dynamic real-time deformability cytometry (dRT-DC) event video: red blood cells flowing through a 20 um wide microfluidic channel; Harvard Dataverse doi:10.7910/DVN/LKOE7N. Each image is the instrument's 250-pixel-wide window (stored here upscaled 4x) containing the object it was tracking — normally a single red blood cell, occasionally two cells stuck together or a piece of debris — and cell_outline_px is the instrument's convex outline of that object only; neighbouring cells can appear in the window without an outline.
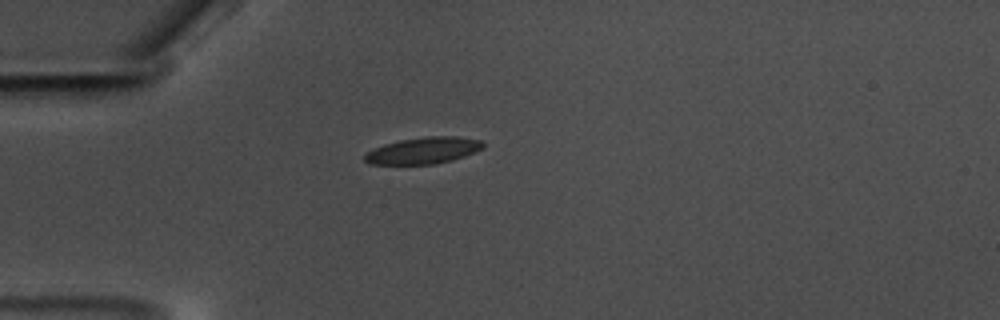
{"species": "common noctule bat (a hibernating species)", "species_latin": "Nyctalus noctula", "temperature_condition": "warm", "stored_images_in_passage": 44, "camera_frame_rate_fps": 3000, "um_per_image_px": 0.085, "animal": {"sex": "male", "body_mass_g": 17.5, "forearm_length_mm": 52.3}, "frame": {"image": 1, "passage_image": 2, "time_ms": 0.333, "image_size_px": [1000, 320], "cell_outline_px": [[484, 148], [476, 152], [452, 160], [436, 164], [368, 164], [364, 160], [364, 156], [372, 148], [384, 144], [400, 140], [428, 136], [456, 136], [484, 140]], "centroid_in_image_um": [36.02, 12.79], "position_along_channel_um": 49.0, "area_um2": 18.5}}
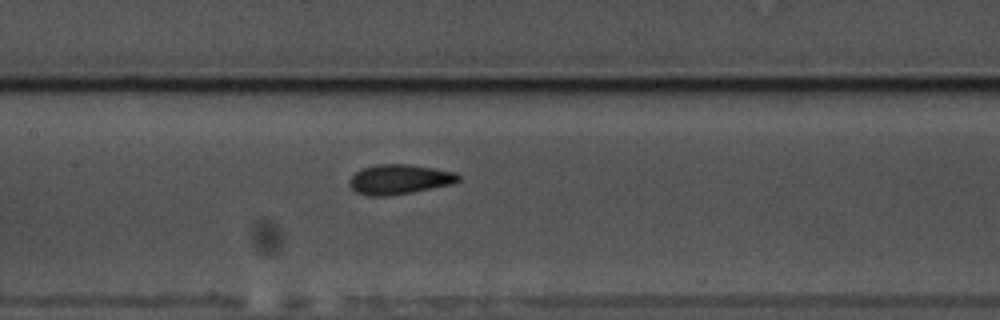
{"frame": {"image": 2, "passage_image": 14, "time_ms": 4.333, "image_size_px": [1000, 320], "cell_outline_px": [[460, 180], [452, 184], [412, 192], [388, 196], [368, 196], [356, 192], [348, 184], [348, 180], [356, 172], [364, 168], [380, 164], [408, 164], [456, 172], [460, 176]], "centroid_in_image_um": [33.94, 15.25], "position_along_channel_um": 173.5, "area_um2": 18.84}}
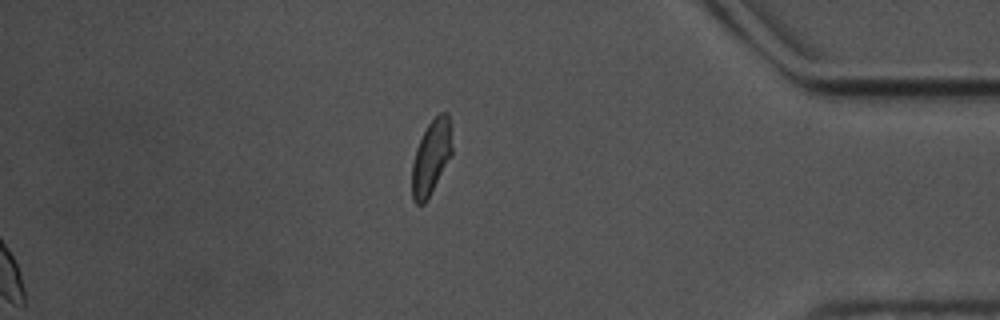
{"frame": {"image": 3, "passage_image": 36, "time_ms": 11.667, "image_size_px": [1000, 320], "cell_outline_px": [[452, 156], [424, 204], [416, 204], [412, 200], [412, 164], [416, 148], [428, 124], [440, 112], [448, 112], [452, 148]], "centroid_in_image_um": [36.65, 13.38], "position_along_channel_um": 398.6, "area_um2": 17.28}, "authors_computed_cell_mechanics": {"area_um2": 18.1781, "velocity_mm_per_s": 3.5036, "shape_relaxation_time_tau1_ms": 4.4676, "shape_relaxation_time_tau2_ms": 1.8121, "deformation_change_tau1": 0.1094, "deformation_change_tau2": 0.0619}}